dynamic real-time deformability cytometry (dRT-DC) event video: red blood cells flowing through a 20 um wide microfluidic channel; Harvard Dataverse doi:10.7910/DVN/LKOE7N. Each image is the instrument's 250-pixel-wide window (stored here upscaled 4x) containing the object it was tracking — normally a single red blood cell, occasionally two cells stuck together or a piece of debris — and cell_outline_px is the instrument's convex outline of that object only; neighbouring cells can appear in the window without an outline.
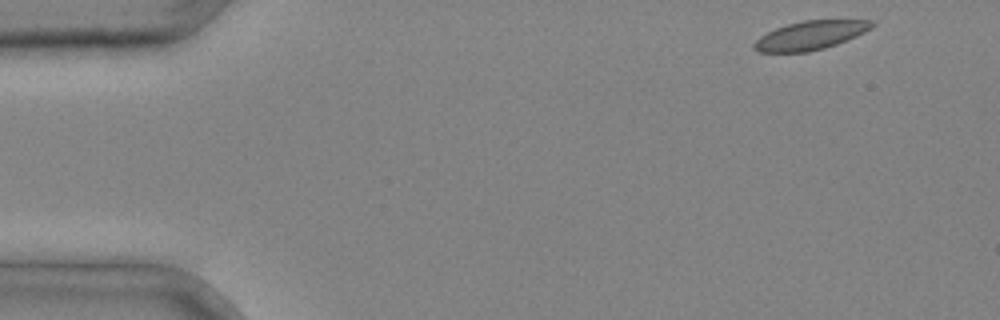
{"species": "common noctule bat (a hibernating species)", "species_latin": "Nyctalus noctula", "temperature_condition": "cold", "stored_images_in_passage": 4, "segment_of_instrument_passage": [2, 2], "camera_frame_rate_fps": 3000, "um_per_image_px": 0.085, "animal": {"sex": "male", "body_mass_g": 20.4}, "frame": {"image": 1, "passage_image": 4, "time_ms": 1.0, "image_size_px": [1000, 320], "cell_outline_px": [[876, 24], [872, 28], [848, 40], [824, 48], [808, 52], [756, 52], [752, 48], [752, 44], [760, 36], [776, 28], [788, 24], [804, 20], [872, 20]], "centroid_in_image_um": [68.88, 3.01], "position_along_channel_um": 16.1, "area_um2": 19.77}}